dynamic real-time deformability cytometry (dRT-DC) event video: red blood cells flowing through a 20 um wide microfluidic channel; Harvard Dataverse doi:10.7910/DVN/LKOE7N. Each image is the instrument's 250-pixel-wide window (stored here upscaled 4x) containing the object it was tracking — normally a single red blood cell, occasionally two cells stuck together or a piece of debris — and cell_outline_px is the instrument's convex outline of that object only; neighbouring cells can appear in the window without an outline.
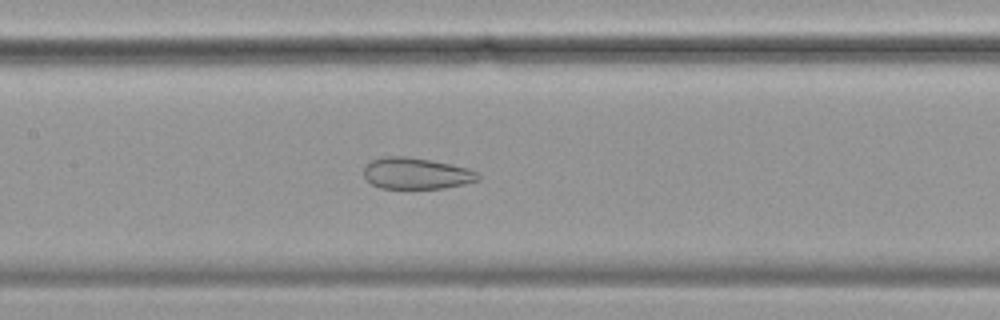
{"species": "common noctule bat (a hibernating species)", "species_latin": "Nyctalus noctula", "temperature_condition": "cold", "stored_images_in_passage": 57, "camera_frame_rate_fps": 3000, "um_per_image_px": 0.085, "animal": {"sex": "female", "body_mass_g": 19.9}, "frame": {"image": 1, "passage_image": 26, "time_ms": 8.333, "image_size_px": [1000, 320], "cell_outline_px": [[480, 180], [464, 184], [444, 188], [380, 188], [372, 184], [364, 176], [364, 168], [372, 160], [380, 156], [404, 156], [432, 160], [468, 168], [476, 172], [480, 176]], "centroid_in_image_um": [35.39, 14.73], "position_along_channel_um": 172.0, "area_um2": 20.87}}
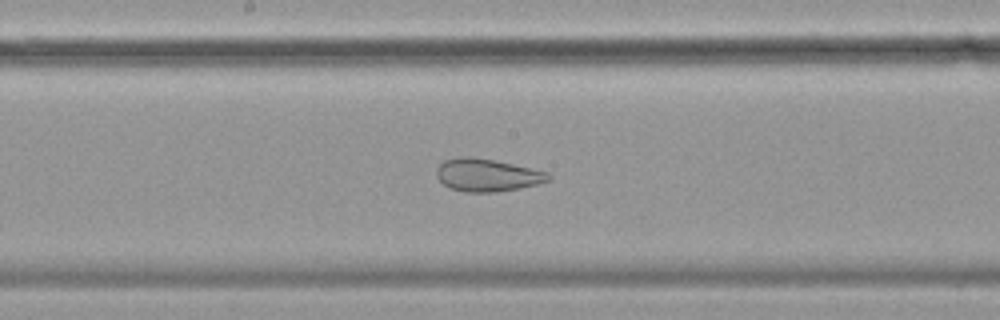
{"frame": {"image": 2, "passage_image": 29, "time_ms": 9.333, "image_size_px": [1000, 320], "cell_outline_px": [[552, 176], [548, 180], [536, 184], [520, 188], [496, 192], [464, 192], [448, 188], [436, 176], [436, 168], [444, 160], [460, 156], [468, 156], [492, 160], [512, 164], [548, 172]], "centroid_in_image_um": [41.36, 14.89], "position_along_channel_um": 206.8, "area_um2": 21.21}}
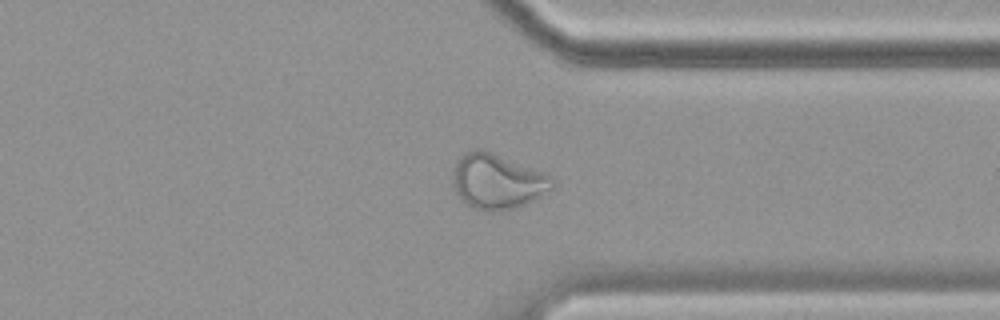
{"frame": {"image": 3, "passage_image": 43, "time_ms": 14.0, "image_size_px": [1000, 320], "cell_outline_px": [[556, 184], [552, 188], [540, 196], [516, 208], [492, 212], [472, 208], [460, 200], [456, 192], [452, 180], [452, 172], [456, 160], [460, 156], [476, 148], [488, 152], [544, 172], [552, 176]], "centroid_in_image_um": [42.25, 15.45], "position_along_channel_um": 369.2, "area_um2": 31.79}}